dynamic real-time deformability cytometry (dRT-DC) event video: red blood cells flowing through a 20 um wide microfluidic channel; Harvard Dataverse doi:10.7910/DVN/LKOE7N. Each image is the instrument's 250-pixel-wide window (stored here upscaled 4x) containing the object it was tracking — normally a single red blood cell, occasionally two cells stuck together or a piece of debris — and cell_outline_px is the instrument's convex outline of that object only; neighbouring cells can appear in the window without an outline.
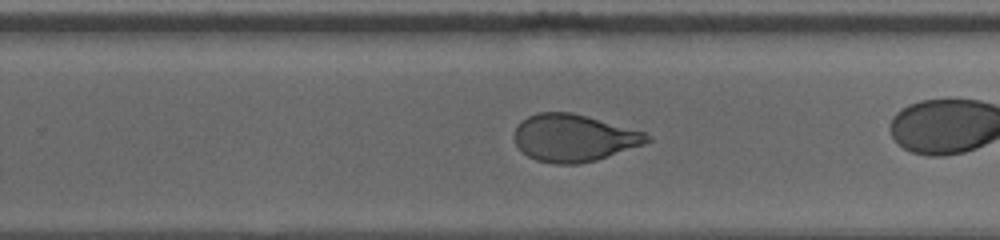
{"species": "human", "species_latin": "Homo sapiens", "temperature_condition": "cold", "stored_images_in_passage": 29, "camera_frame_rate_fps": 3000, "um_per_image_px": 0.085, "donor": {"sex": "male"}, "frame": {"image": 1, "passage_image": 21, "time_ms": 6.667, "image_size_px": [1000, 240], "cell_outline_px": [[652, 140], [644, 144], [596, 160], [576, 164], [556, 164], [536, 160], [528, 156], [516, 144], [512, 136], [516, 128], [528, 116], [540, 112], [572, 112], [644, 132], [652, 136]], "centroid_in_image_um": [48.77, 11.72], "position_along_channel_um": 281.0, "area_um2": 36.24}}